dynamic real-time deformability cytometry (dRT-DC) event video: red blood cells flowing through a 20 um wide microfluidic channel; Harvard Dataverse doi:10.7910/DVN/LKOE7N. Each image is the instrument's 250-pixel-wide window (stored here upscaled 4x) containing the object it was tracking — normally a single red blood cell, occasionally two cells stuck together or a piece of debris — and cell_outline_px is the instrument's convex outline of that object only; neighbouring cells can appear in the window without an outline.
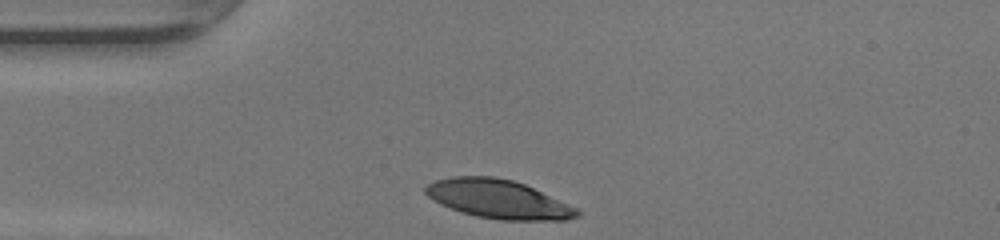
{"species": "human", "species_latin": "Homo sapiens", "temperature_condition": "warm", "stored_images_in_passage": 26, "camera_frame_rate_fps": 3000, "um_per_image_px": 0.085, "donor": {"sex": "female"}, "frame": {"image": 1, "passage_image": 1, "time_ms": 0.0, "image_size_px": [1000, 240], "cell_outline_px": [[580, 216], [564, 220], [500, 220], [476, 216], [460, 212], [440, 204], [432, 200], [424, 192], [424, 188], [428, 184], [436, 180], [452, 176], [492, 176], [512, 180], [524, 184], [576, 208], [580, 212]], "centroid_in_image_um": [42.3, 16.93], "position_along_channel_um": 42.7, "area_um2": 33.99}}
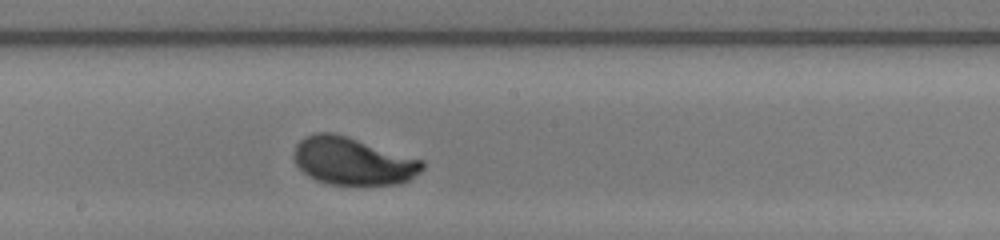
{"frame": {"image": 2, "passage_image": 15, "time_ms": 4.667, "image_size_px": [1000, 240], "cell_outline_px": [[424, 168], [420, 172], [408, 180], [400, 184], [328, 184], [316, 180], [308, 176], [296, 164], [292, 156], [292, 152], [296, 144], [304, 136], [316, 132], [332, 132], [348, 136], [424, 160]], "centroid_in_image_um": [29.97, 13.67], "position_along_channel_um": 218.2, "area_um2": 35.84}}
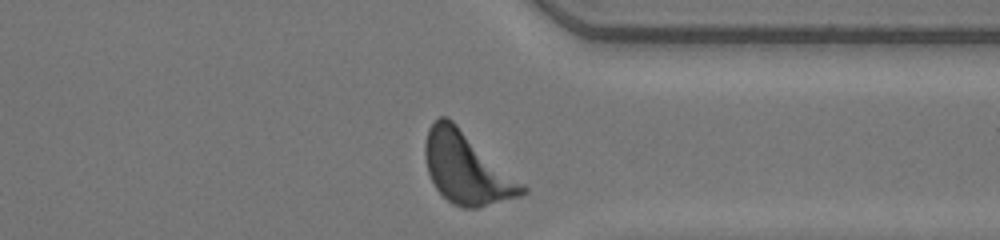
{"frame": {"image": 3, "passage_image": 26, "time_ms": 8.333, "image_size_px": [1000, 240], "cell_outline_px": [[528, 192], [520, 196], [476, 208], [464, 208], [452, 204], [436, 188], [428, 172], [424, 156], [424, 144], [428, 128], [440, 116], [448, 116], [524, 184], [528, 188]], "centroid_in_image_um": [39.65, 14.29], "position_along_channel_um": 371.7, "area_um2": 40.17}, "authors_computed_cell_mechanics": {"area_um2": 35.547, "velocity_mm_per_s": 4.2681, "shape_relaxation_time_tau1_ms": 2.2818, "shape_relaxation_time_tau2_ms": null, "deformation_change_tau1": 0.1663, "deformation_change_tau2": null}}